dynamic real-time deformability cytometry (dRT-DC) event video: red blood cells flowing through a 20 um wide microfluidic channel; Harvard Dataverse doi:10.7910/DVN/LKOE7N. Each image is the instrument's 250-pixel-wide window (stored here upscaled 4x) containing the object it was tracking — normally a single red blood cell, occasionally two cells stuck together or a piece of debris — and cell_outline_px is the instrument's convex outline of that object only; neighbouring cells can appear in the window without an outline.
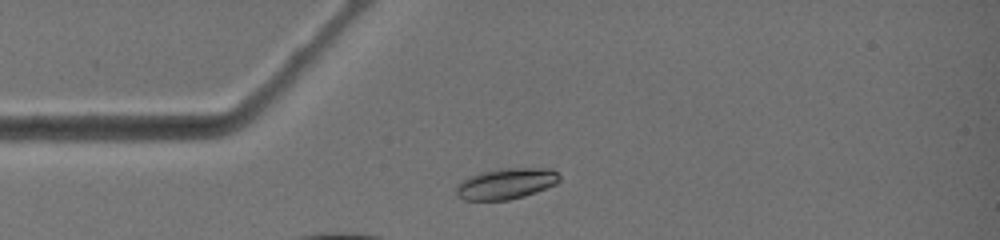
{"species": "common noctule bat (a hibernating species)", "species_latin": "Nyctalus noctula", "temperature_condition": "warm", "stored_images_in_passage": 3, "camera_frame_rate_fps": 3000, "um_per_image_px": 0.085, "animal": {"sex": "female", "body_mass_g": 19.0, "forearm_length_mm": 51.5}, "frame": {"image": 1, "passage_image": 1, "time_ms": 0.0, "image_size_px": [1000, 240], "cell_outline_px": [[560, 180], [556, 184], [536, 192], [524, 196], [508, 200], [464, 200], [456, 196], [456, 184], [460, 180], [468, 176], [480, 172], [496, 168], [552, 168], [560, 176]], "centroid_in_image_um": [42.98, 15.6], "position_along_channel_um": 42.0, "area_um2": 18.96}}